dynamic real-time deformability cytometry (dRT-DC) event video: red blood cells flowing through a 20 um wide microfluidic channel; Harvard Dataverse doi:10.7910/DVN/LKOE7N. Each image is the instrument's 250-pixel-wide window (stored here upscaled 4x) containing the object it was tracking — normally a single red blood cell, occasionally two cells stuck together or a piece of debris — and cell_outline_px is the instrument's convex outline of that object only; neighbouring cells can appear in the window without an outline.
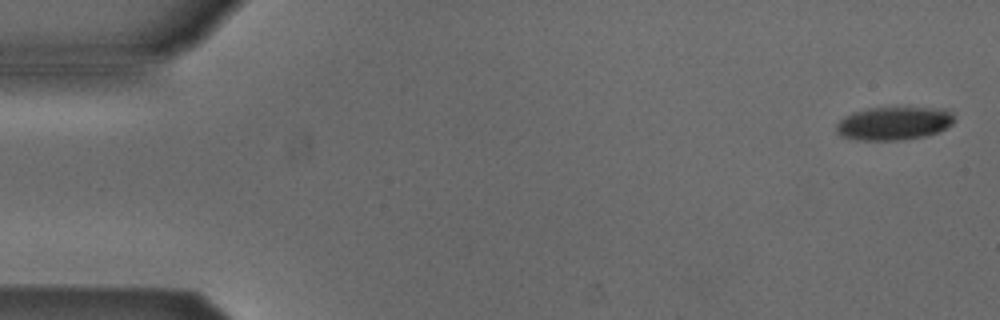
{"species": "Egyptian fruit bat (a non-hibernating species)", "species_latin": "Rousettus aegyptiacus", "temperature_condition": "cold", "stored_images_in_passage": 5, "segment_of_instrument_passage": [1, 2], "camera_frame_rate_fps": 3000, "um_per_image_px": 0.085, "animal": {"sex": "male"}, "frame": {"image": 1, "passage_image": 1, "time_ms": 0.0, "image_size_px": [1000, 320], "cell_outline_px": [[956, 120], [952, 124], [940, 132], [924, 136], [896, 140], [864, 140], [840, 136], [836, 132], [836, 124], [844, 116], [852, 112], [868, 108], [944, 108], [952, 112]], "centroid_in_image_um": [76.0, 10.48], "position_along_channel_um": 9.0, "area_um2": 22.95}}
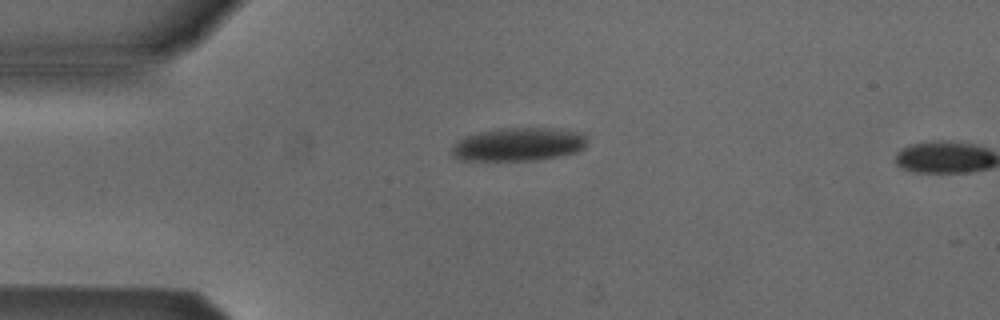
{"frame": {"image": 2, "passage_image": 4, "time_ms": 1.0, "image_size_px": [1000, 320], "cell_outline_px": [[588, 140], [584, 148], [576, 152], [536, 160], [460, 160], [452, 156], [448, 152], [464, 136], [480, 132], [500, 128], [552, 128], [584, 132]], "centroid_in_image_um": [44.09, 12.26], "position_along_channel_um": 40.9, "area_um2": 26.36}}